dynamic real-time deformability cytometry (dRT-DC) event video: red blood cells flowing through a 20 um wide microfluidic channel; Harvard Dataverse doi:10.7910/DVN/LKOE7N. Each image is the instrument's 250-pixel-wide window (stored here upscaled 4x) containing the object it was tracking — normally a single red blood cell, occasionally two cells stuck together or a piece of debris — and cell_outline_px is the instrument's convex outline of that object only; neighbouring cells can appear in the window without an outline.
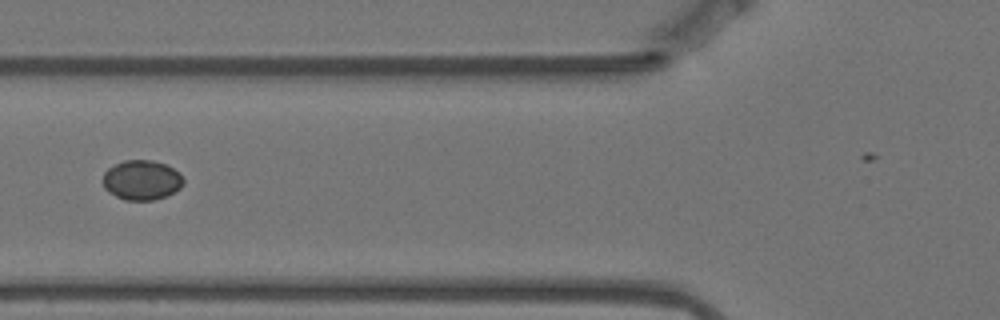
{"species": "Egyptian fruit bat (a non-hibernating species)", "species_latin": "Rousettus aegyptiacus", "temperature_condition": "warm", "stored_images_in_passage": 4, "camera_frame_rate_fps": 3000, "um_per_image_px": 0.085, "animal": {"sex": "female"}, "frame": {"image": 1, "passage_image": 3, "time_ms": 0.667, "image_size_px": [1000, 320], "cell_outline_px": [[184, 184], [180, 188], [168, 196], [152, 200], [124, 200], [108, 192], [104, 188], [104, 172], [108, 168], [124, 160], [152, 160], [164, 164], [180, 172], [184, 180]], "centroid_in_image_um": [12.07, 15.31], "position_along_channel_um": 113.7, "area_um2": 18.73}}